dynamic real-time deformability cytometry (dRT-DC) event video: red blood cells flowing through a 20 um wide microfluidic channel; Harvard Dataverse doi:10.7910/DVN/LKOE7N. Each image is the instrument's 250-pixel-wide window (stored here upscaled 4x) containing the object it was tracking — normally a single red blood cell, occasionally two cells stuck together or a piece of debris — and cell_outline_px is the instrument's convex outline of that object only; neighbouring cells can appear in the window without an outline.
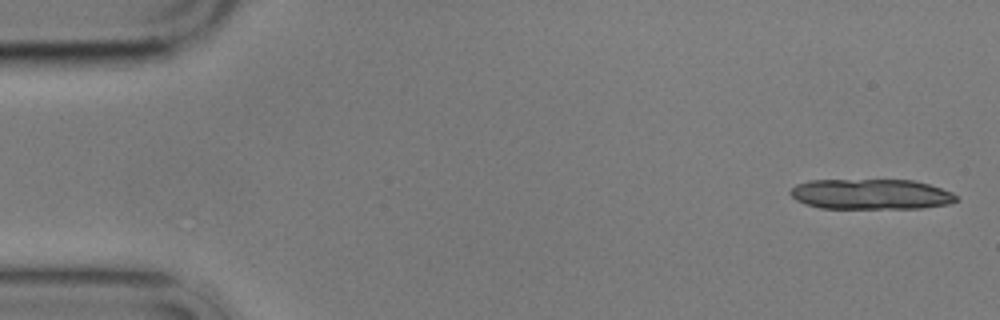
{"species": "common noctule bat (a hibernating species)", "species_latin": "Nyctalus noctula", "temperature_condition": "cold", "stored_images_in_passage": 6, "camera_frame_rate_fps": 3000, "um_per_image_px": 0.085, "animal": {"sex": "male", "body_mass_g": 17.9}, "frame": {"image": 1, "passage_image": 1, "time_ms": 0.0, "image_size_px": [1000, 320], "cell_outline_px": [[960, 200], [948, 204], [920, 208], [820, 208], [796, 200], [788, 192], [796, 184], [808, 180], [912, 180], [928, 184], [952, 192]], "centroid_in_image_um": [74.02, 16.5], "position_along_channel_um": 11.0, "area_um2": 29.3}}